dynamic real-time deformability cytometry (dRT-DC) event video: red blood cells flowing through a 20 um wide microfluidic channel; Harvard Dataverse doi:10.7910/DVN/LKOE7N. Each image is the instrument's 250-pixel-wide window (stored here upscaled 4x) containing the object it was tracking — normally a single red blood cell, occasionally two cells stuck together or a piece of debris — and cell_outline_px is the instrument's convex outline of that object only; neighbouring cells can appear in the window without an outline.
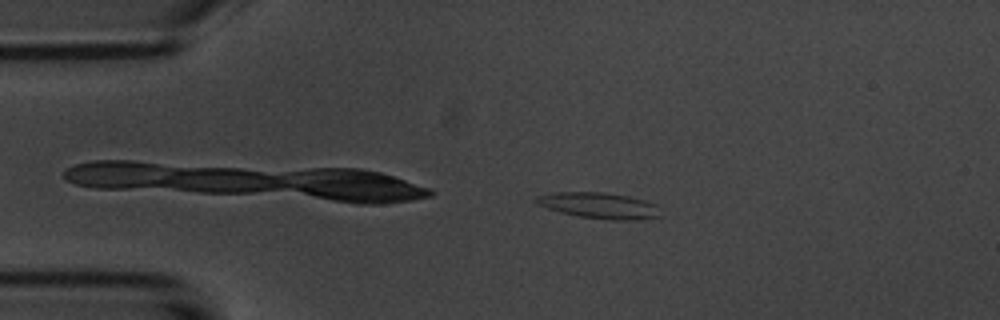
{"species": "common noctule bat (a hibernating species)", "species_latin": "Nyctalus noctula", "temperature_condition": "room temperature", "stored_images_in_passage": 39, "camera_frame_rate_fps": 3000, "um_per_image_px": 0.085, "animal": {"sex": "male", "body_mass_g": 20.1, "forearm_length_mm": 53.5}, "frame": {"image": 1, "passage_image": 4, "time_ms": 1.0, "image_size_px": [1000, 320], "cell_outline_px": [[660, 216], [636, 220], [608, 220], [576, 216], [560, 212], [536, 204], [532, 200], [536, 196], [556, 192], [604, 192], [628, 196], [644, 200], [656, 204]], "centroid_in_image_um": [50.88, 17.47], "position_along_channel_um": 34.1, "area_um2": 18.9}}
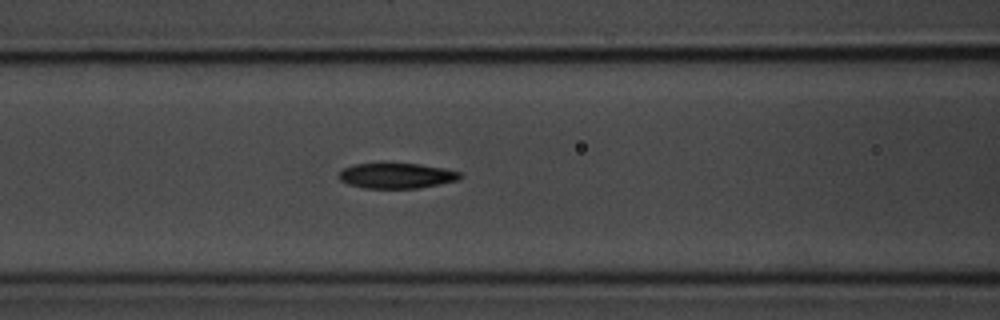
{"frame": {"image": 2, "passage_image": 12, "time_ms": 3.667, "image_size_px": [1000, 320], "cell_outline_px": [[464, 176], [460, 180], [420, 188], [364, 188], [348, 184], [340, 180], [336, 176], [344, 168], [352, 164], [420, 164], [444, 168], [460, 172]], "centroid_in_image_um": [33.73, 14.94], "position_along_channel_um": 132.9, "area_um2": 17.98}}
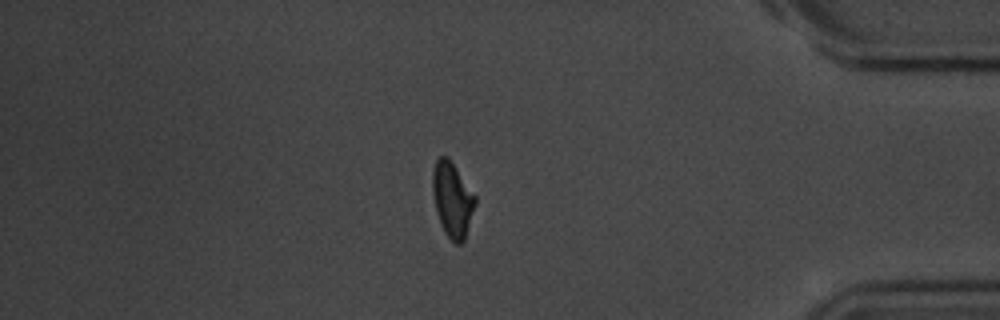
{"frame": {"image": 3, "passage_image": 36, "time_ms": 11.667, "image_size_px": [1000, 320], "cell_outline_px": [[476, 204], [464, 240], [460, 244], [456, 244], [444, 232], [440, 224], [436, 212], [432, 192], [432, 172], [436, 160], [440, 156], [448, 156], [476, 196]], "centroid_in_image_um": [38.44, 16.95], "position_along_channel_um": 396.8, "area_um2": 18.67}}